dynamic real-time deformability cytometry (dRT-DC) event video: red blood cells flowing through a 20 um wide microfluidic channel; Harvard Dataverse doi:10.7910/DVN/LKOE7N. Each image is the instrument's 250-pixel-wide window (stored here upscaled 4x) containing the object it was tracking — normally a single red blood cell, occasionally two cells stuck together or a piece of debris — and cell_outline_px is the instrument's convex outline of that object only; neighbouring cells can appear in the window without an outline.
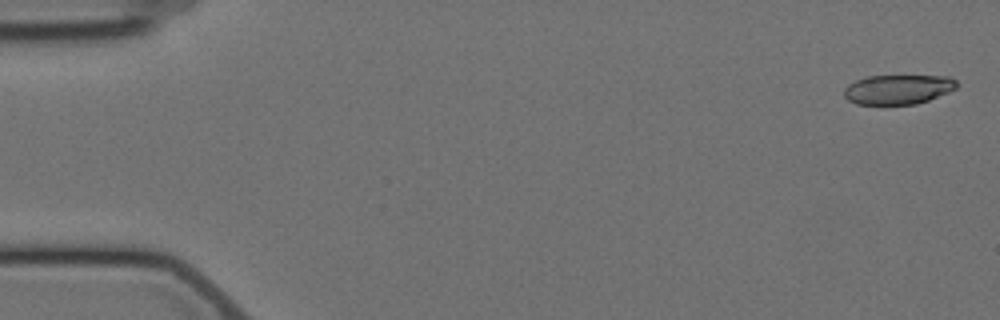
{"species": "Egyptian fruit bat (a non-hibernating species)", "species_latin": "Rousettus aegyptiacus", "temperature_condition": "cold", "stored_images_in_passage": 9, "camera_frame_rate_fps": 3000, "um_per_image_px": 0.085, "animal": {"sex": "female"}, "frame": {"image": 1, "passage_image": 1, "time_ms": 0.0, "image_size_px": [1000, 320], "cell_outline_px": [[956, 88], [948, 92], [928, 100], [916, 104], [856, 104], [848, 100], [844, 96], [844, 88], [848, 84], [856, 80], [868, 76], [948, 76], [956, 80]], "centroid_in_image_um": [76.31, 7.6], "position_along_channel_um": 8.7, "area_um2": 19.31}}
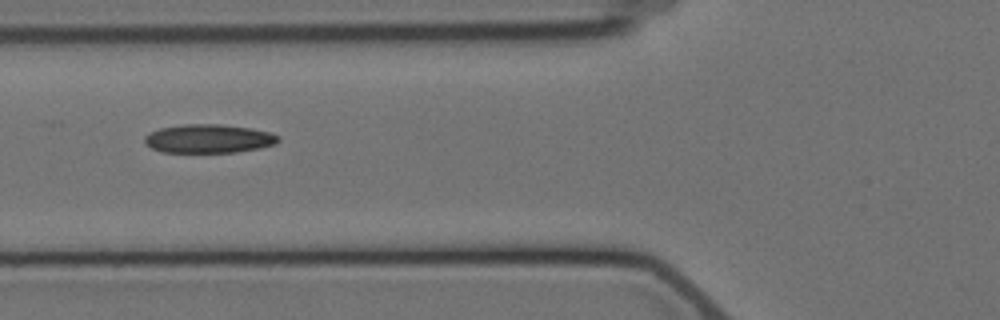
{"frame": {"image": 2, "passage_image": 6, "time_ms": 6.667, "image_size_px": [1000, 320], "cell_outline_px": [[280, 140], [276, 144], [260, 148], [236, 152], [160, 152], [144, 144], [144, 136], [160, 128], [184, 124], [220, 124], [252, 128], [272, 132], [280, 136]], "centroid_in_image_um": [17.77, 11.78], "position_along_channel_um": 108.0, "area_um2": 22.54}}
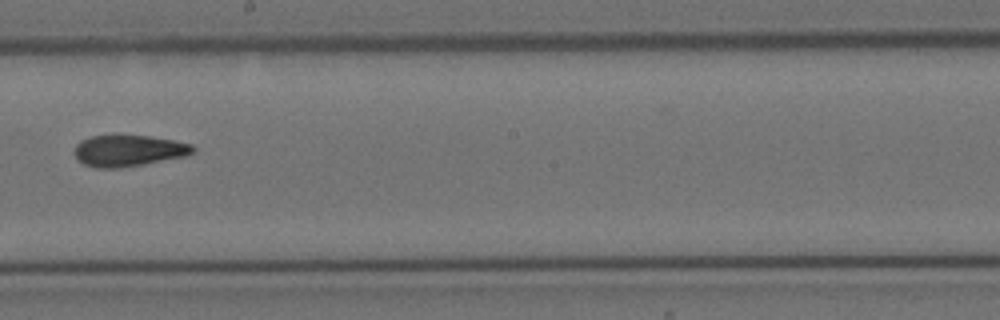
{"frame": {"image": 3, "passage_image": 9, "time_ms": 10.333, "image_size_px": [1000, 320], "cell_outline_px": [[196, 152], [188, 156], [144, 164], [120, 168], [96, 168], [84, 164], [76, 160], [72, 152], [76, 144], [80, 140], [92, 136], [148, 136], [172, 140], [192, 144], [196, 148]], "centroid_in_image_um": [10.92, 12.82], "position_along_channel_um": 237.3, "area_um2": 21.91}}